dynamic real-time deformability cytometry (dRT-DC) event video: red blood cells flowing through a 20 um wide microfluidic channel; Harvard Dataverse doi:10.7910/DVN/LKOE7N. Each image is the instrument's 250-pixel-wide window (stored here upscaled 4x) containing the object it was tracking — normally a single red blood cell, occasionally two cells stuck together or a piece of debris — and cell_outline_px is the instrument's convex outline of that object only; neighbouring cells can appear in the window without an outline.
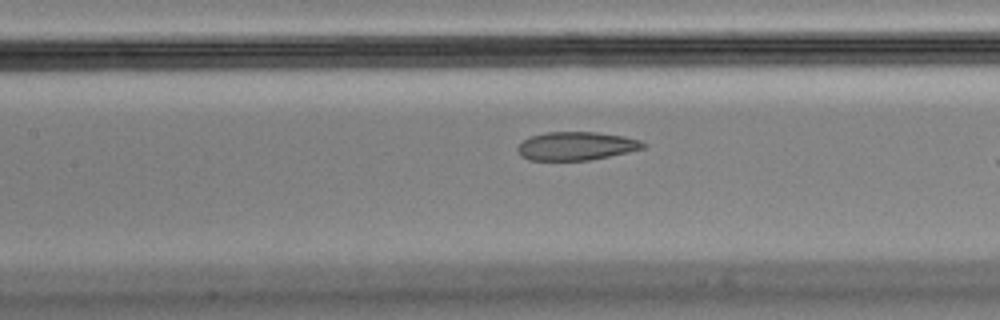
{"species": "Egyptian fruit bat (a non-hibernating species)", "species_latin": "Rousettus aegyptiacus", "temperature_condition": "cold", "stored_images_in_passage": 32, "camera_frame_rate_fps": 3000, "um_per_image_px": 0.085, "animal": {"sex": "male"}, "frame": {"image": 1, "passage_image": 19, "time_ms": 6.0, "image_size_px": [1000, 320], "cell_outline_px": [[648, 144], [644, 148], [628, 152], [588, 160], [528, 160], [520, 156], [516, 148], [528, 136], [544, 132], [596, 132], [624, 136], [640, 140]], "centroid_in_image_um": [48.96, 12.4], "position_along_channel_um": 158.4, "area_um2": 20.87}}
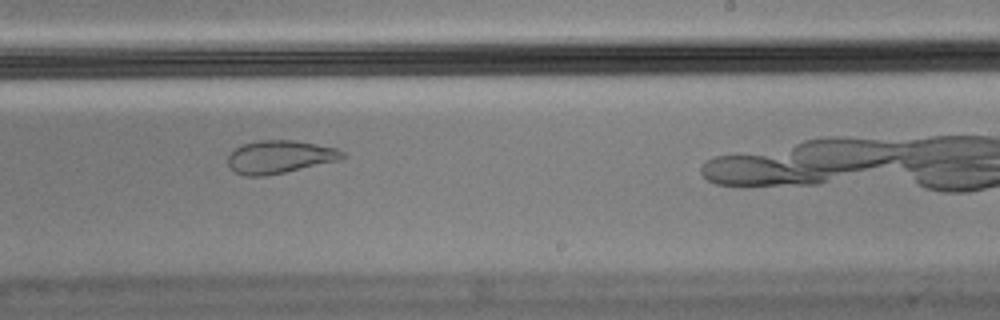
{"frame": {"image": 2, "passage_image": 28, "time_ms": 9.0, "image_size_px": [1000, 320], "cell_outline_px": [[348, 156], [340, 160], [284, 172], [264, 176], [244, 176], [236, 172], [228, 164], [228, 156], [236, 148], [244, 144], [260, 140], [296, 140], [336, 148], [344, 152]], "centroid_in_image_um": [23.81, 13.33], "position_along_channel_um": 265.2, "area_um2": 21.85}}